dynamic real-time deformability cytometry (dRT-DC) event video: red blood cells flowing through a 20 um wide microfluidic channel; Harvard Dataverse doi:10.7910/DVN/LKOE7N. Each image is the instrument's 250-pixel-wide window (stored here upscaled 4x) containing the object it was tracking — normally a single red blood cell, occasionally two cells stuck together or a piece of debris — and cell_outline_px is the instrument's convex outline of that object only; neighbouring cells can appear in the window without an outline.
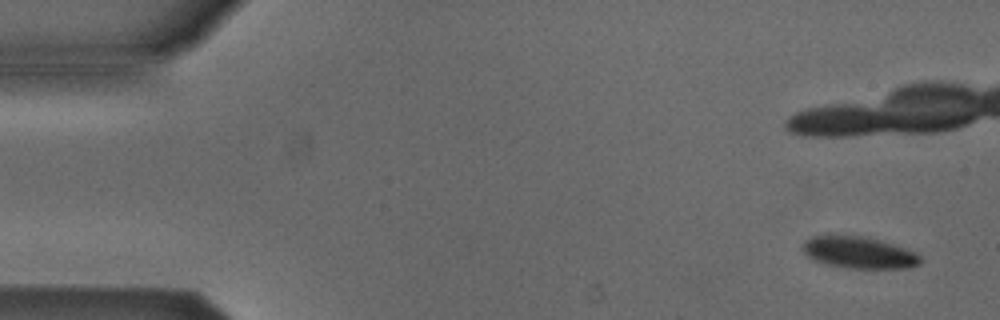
{"species": "Egyptian fruit bat (a non-hibernating species)", "species_latin": "Rousettus aegyptiacus", "temperature_condition": "cold", "stored_images_in_passage": 9, "camera_frame_rate_fps": 3000, "um_per_image_px": 0.085, "animal": {"sex": "male"}, "frame": {"image": 1, "passage_image": 1, "time_ms": 0.0, "image_size_px": [1000, 320], "cell_outline_px": [[920, 264], [908, 268], [848, 268], [824, 264], [812, 260], [800, 248], [804, 240], [812, 236], [824, 232], [864, 236], [880, 240], [916, 252], [920, 256]], "centroid_in_image_um": [72.9, 21.42], "position_along_channel_um": 12.1, "area_um2": 22.54}}